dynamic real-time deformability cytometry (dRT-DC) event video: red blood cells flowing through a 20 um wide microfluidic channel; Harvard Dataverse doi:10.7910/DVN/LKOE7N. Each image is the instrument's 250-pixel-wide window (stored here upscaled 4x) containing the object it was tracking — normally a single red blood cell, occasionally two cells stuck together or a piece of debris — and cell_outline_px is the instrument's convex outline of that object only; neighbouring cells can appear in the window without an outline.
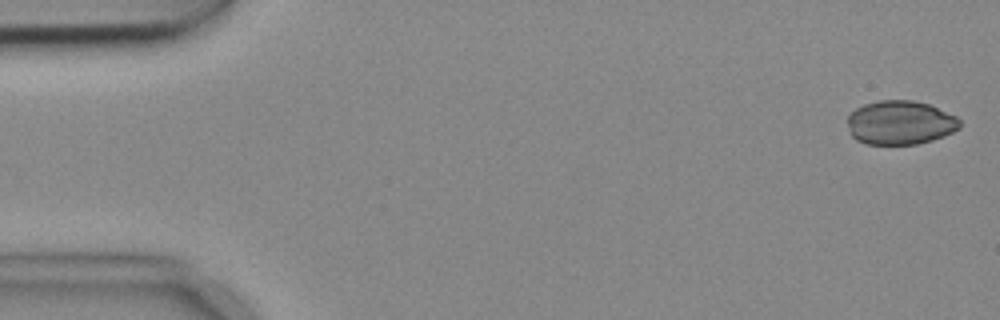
{"species": "common noctule bat (a hibernating species)", "species_latin": "Nyctalus noctula", "temperature_condition": "cold", "stored_images_in_passage": 4, "camera_frame_rate_fps": 3000, "um_per_image_px": 0.085, "animal": {"sex": "female", "body_mass_g": 18.4}, "frame": {"image": 1, "passage_image": 1, "time_ms": 0.0, "image_size_px": [1000, 320], "cell_outline_px": [[960, 128], [944, 136], [932, 140], [916, 144], [864, 144], [856, 140], [848, 132], [848, 116], [856, 108], [864, 104], [880, 100], [912, 100], [928, 104], [956, 116], [960, 120]], "centroid_in_image_um": [76.5, 10.43], "position_along_channel_um": 8.5, "area_um2": 28.84}}
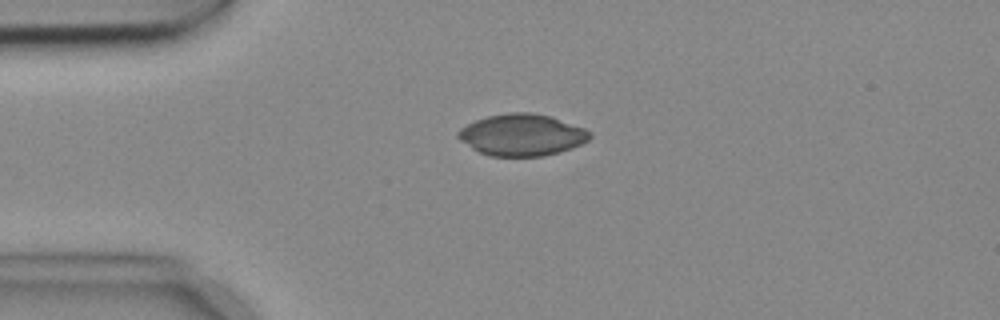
{"frame": {"image": 2, "passage_image": 4, "time_ms": 1.0, "image_size_px": [1000, 320], "cell_outline_px": [[592, 136], [588, 140], [572, 148], [540, 156], [492, 156], [480, 152], [472, 148], [460, 140], [456, 136], [456, 132], [460, 128], [476, 120], [488, 116], [512, 112], [532, 112], [552, 116], [584, 128], [592, 132]], "centroid_in_image_um": [44.37, 11.45], "position_along_channel_um": 40.6, "area_um2": 31.91}}